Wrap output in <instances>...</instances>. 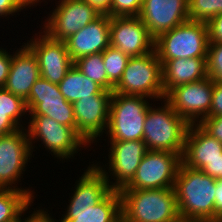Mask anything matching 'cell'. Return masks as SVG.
Here are the masks:
<instances>
[{"label":"cell","instance_id":"24","mask_svg":"<svg viewBox=\"0 0 222 222\" xmlns=\"http://www.w3.org/2000/svg\"><path fill=\"white\" fill-rule=\"evenodd\" d=\"M33 199L25 192L0 188V222H14L34 206ZM30 206V207H29Z\"/></svg>","mask_w":222,"mask_h":222},{"label":"cell","instance_id":"21","mask_svg":"<svg viewBox=\"0 0 222 222\" xmlns=\"http://www.w3.org/2000/svg\"><path fill=\"white\" fill-rule=\"evenodd\" d=\"M20 47L12 54L10 71L3 88L25 100L41 75L33 51L26 44Z\"/></svg>","mask_w":222,"mask_h":222},{"label":"cell","instance_id":"16","mask_svg":"<svg viewBox=\"0 0 222 222\" xmlns=\"http://www.w3.org/2000/svg\"><path fill=\"white\" fill-rule=\"evenodd\" d=\"M24 44L35 54L41 77L53 84H59L74 65L65 41L54 40L43 31L35 33V36Z\"/></svg>","mask_w":222,"mask_h":222},{"label":"cell","instance_id":"29","mask_svg":"<svg viewBox=\"0 0 222 222\" xmlns=\"http://www.w3.org/2000/svg\"><path fill=\"white\" fill-rule=\"evenodd\" d=\"M207 73L213 81L222 83V43H209Z\"/></svg>","mask_w":222,"mask_h":222},{"label":"cell","instance_id":"14","mask_svg":"<svg viewBox=\"0 0 222 222\" xmlns=\"http://www.w3.org/2000/svg\"><path fill=\"white\" fill-rule=\"evenodd\" d=\"M213 80L210 77L173 88L165 97L173 110L189 124H198L209 116Z\"/></svg>","mask_w":222,"mask_h":222},{"label":"cell","instance_id":"22","mask_svg":"<svg viewBox=\"0 0 222 222\" xmlns=\"http://www.w3.org/2000/svg\"><path fill=\"white\" fill-rule=\"evenodd\" d=\"M162 64V87L166 96L176 86L208 77L207 58L159 60Z\"/></svg>","mask_w":222,"mask_h":222},{"label":"cell","instance_id":"8","mask_svg":"<svg viewBox=\"0 0 222 222\" xmlns=\"http://www.w3.org/2000/svg\"><path fill=\"white\" fill-rule=\"evenodd\" d=\"M208 26L205 22L186 21L155 39L159 60L207 58Z\"/></svg>","mask_w":222,"mask_h":222},{"label":"cell","instance_id":"36","mask_svg":"<svg viewBox=\"0 0 222 222\" xmlns=\"http://www.w3.org/2000/svg\"><path fill=\"white\" fill-rule=\"evenodd\" d=\"M0 47V88H3L10 71L12 53Z\"/></svg>","mask_w":222,"mask_h":222},{"label":"cell","instance_id":"33","mask_svg":"<svg viewBox=\"0 0 222 222\" xmlns=\"http://www.w3.org/2000/svg\"><path fill=\"white\" fill-rule=\"evenodd\" d=\"M222 116V83L213 81L212 104L209 116Z\"/></svg>","mask_w":222,"mask_h":222},{"label":"cell","instance_id":"27","mask_svg":"<svg viewBox=\"0 0 222 222\" xmlns=\"http://www.w3.org/2000/svg\"><path fill=\"white\" fill-rule=\"evenodd\" d=\"M222 13V0H188L190 21L208 23Z\"/></svg>","mask_w":222,"mask_h":222},{"label":"cell","instance_id":"1","mask_svg":"<svg viewBox=\"0 0 222 222\" xmlns=\"http://www.w3.org/2000/svg\"><path fill=\"white\" fill-rule=\"evenodd\" d=\"M92 163L75 182L60 222H118L122 218L120 192L110 188Z\"/></svg>","mask_w":222,"mask_h":222},{"label":"cell","instance_id":"42","mask_svg":"<svg viewBox=\"0 0 222 222\" xmlns=\"http://www.w3.org/2000/svg\"><path fill=\"white\" fill-rule=\"evenodd\" d=\"M21 218L22 216L19 219L15 220L14 222H21Z\"/></svg>","mask_w":222,"mask_h":222},{"label":"cell","instance_id":"35","mask_svg":"<svg viewBox=\"0 0 222 222\" xmlns=\"http://www.w3.org/2000/svg\"><path fill=\"white\" fill-rule=\"evenodd\" d=\"M20 127L12 120V110L0 108V136L12 133Z\"/></svg>","mask_w":222,"mask_h":222},{"label":"cell","instance_id":"19","mask_svg":"<svg viewBox=\"0 0 222 222\" xmlns=\"http://www.w3.org/2000/svg\"><path fill=\"white\" fill-rule=\"evenodd\" d=\"M139 17L156 39L189 20L188 0H143Z\"/></svg>","mask_w":222,"mask_h":222},{"label":"cell","instance_id":"34","mask_svg":"<svg viewBox=\"0 0 222 222\" xmlns=\"http://www.w3.org/2000/svg\"><path fill=\"white\" fill-rule=\"evenodd\" d=\"M207 26L209 43H222V13L211 19Z\"/></svg>","mask_w":222,"mask_h":222},{"label":"cell","instance_id":"41","mask_svg":"<svg viewBox=\"0 0 222 222\" xmlns=\"http://www.w3.org/2000/svg\"><path fill=\"white\" fill-rule=\"evenodd\" d=\"M217 222H222V215L218 218Z\"/></svg>","mask_w":222,"mask_h":222},{"label":"cell","instance_id":"23","mask_svg":"<svg viewBox=\"0 0 222 222\" xmlns=\"http://www.w3.org/2000/svg\"><path fill=\"white\" fill-rule=\"evenodd\" d=\"M58 87L64 99L72 104L82 98L94 97L96 94L113 93L89 79L75 65L68 70Z\"/></svg>","mask_w":222,"mask_h":222},{"label":"cell","instance_id":"11","mask_svg":"<svg viewBox=\"0 0 222 222\" xmlns=\"http://www.w3.org/2000/svg\"><path fill=\"white\" fill-rule=\"evenodd\" d=\"M108 143L110 148L107 165L101 163L102 166L99 162L94 164L104 174L110 188L120 191L135 177L137 168L148 150L143 140L109 141ZM110 180H114V182Z\"/></svg>","mask_w":222,"mask_h":222},{"label":"cell","instance_id":"3","mask_svg":"<svg viewBox=\"0 0 222 222\" xmlns=\"http://www.w3.org/2000/svg\"><path fill=\"white\" fill-rule=\"evenodd\" d=\"M126 222H179L174 188L120 190Z\"/></svg>","mask_w":222,"mask_h":222},{"label":"cell","instance_id":"28","mask_svg":"<svg viewBox=\"0 0 222 222\" xmlns=\"http://www.w3.org/2000/svg\"><path fill=\"white\" fill-rule=\"evenodd\" d=\"M0 108L2 110H12V120L20 128H26V124L23 123V120L26 119L28 111L25 100L22 97L11 93L4 88H0ZM23 116H25V118L21 119Z\"/></svg>","mask_w":222,"mask_h":222},{"label":"cell","instance_id":"2","mask_svg":"<svg viewBox=\"0 0 222 222\" xmlns=\"http://www.w3.org/2000/svg\"><path fill=\"white\" fill-rule=\"evenodd\" d=\"M216 181L181 163L174 185L181 220L215 222Z\"/></svg>","mask_w":222,"mask_h":222},{"label":"cell","instance_id":"15","mask_svg":"<svg viewBox=\"0 0 222 222\" xmlns=\"http://www.w3.org/2000/svg\"><path fill=\"white\" fill-rule=\"evenodd\" d=\"M25 103L28 115H44L76 130L73 104L64 99L59 91L58 84H53L40 77L33 84Z\"/></svg>","mask_w":222,"mask_h":222},{"label":"cell","instance_id":"5","mask_svg":"<svg viewBox=\"0 0 222 222\" xmlns=\"http://www.w3.org/2000/svg\"><path fill=\"white\" fill-rule=\"evenodd\" d=\"M29 122L26 126L28 139L32 154L35 147L33 143L41 141L46 150L58 160H69L83 149H87L90 145L84 138L72 127L60 124L54 119L41 115L29 116ZM37 140V141H35ZM34 145V146H33ZM53 153V154H52ZM75 155V156H74Z\"/></svg>","mask_w":222,"mask_h":222},{"label":"cell","instance_id":"43","mask_svg":"<svg viewBox=\"0 0 222 222\" xmlns=\"http://www.w3.org/2000/svg\"><path fill=\"white\" fill-rule=\"evenodd\" d=\"M118 222H126L123 218H121Z\"/></svg>","mask_w":222,"mask_h":222},{"label":"cell","instance_id":"7","mask_svg":"<svg viewBox=\"0 0 222 222\" xmlns=\"http://www.w3.org/2000/svg\"><path fill=\"white\" fill-rule=\"evenodd\" d=\"M113 93L144 96L153 101L164 99L162 64L156 50L143 56L130 57Z\"/></svg>","mask_w":222,"mask_h":222},{"label":"cell","instance_id":"32","mask_svg":"<svg viewBox=\"0 0 222 222\" xmlns=\"http://www.w3.org/2000/svg\"><path fill=\"white\" fill-rule=\"evenodd\" d=\"M198 125L205 132L222 143V116L205 117Z\"/></svg>","mask_w":222,"mask_h":222},{"label":"cell","instance_id":"40","mask_svg":"<svg viewBox=\"0 0 222 222\" xmlns=\"http://www.w3.org/2000/svg\"><path fill=\"white\" fill-rule=\"evenodd\" d=\"M179 222H205V221H188V220H180Z\"/></svg>","mask_w":222,"mask_h":222},{"label":"cell","instance_id":"30","mask_svg":"<svg viewBox=\"0 0 222 222\" xmlns=\"http://www.w3.org/2000/svg\"><path fill=\"white\" fill-rule=\"evenodd\" d=\"M143 0H112L110 17L139 16Z\"/></svg>","mask_w":222,"mask_h":222},{"label":"cell","instance_id":"13","mask_svg":"<svg viewBox=\"0 0 222 222\" xmlns=\"http://www.w3.org/2000/svg\"><path fill=\"white\" fill-rule=\"evenodd\" d=\"M55 7L40 28L54 40L65 41L101 15L83 0H59Z\"/></svg>","mask_w":222,"mask_h":222},{"label":"cell","instance_id":"31","mask_svg":"<svg viewBox=\"0 0 222 222\" xmlns=\"http://www.w3.org/2000/svg\"><path fill=\"white\" fill-rule=\"evenodd\" d=\"M31 6H36L35 0H0V18L7 17L6 19H8L15 13L19 15V12L27 10V8L31 9Z\"/></svg>","mask_w":222,"mask_h":222},{"label":"cell","instance_id":"4","mask_svg":"<svg viewBox=\"0 0 222 222\" xmlns=\"http://www.w3.org/2000/svg\"><path fill=\"white\" fill-rule=\"evenodd\" d=\"M162 106L150 105L144 122L143 141L147 150L183 154L189 123L164 98ZM164 105H163V104Z\"/></svg>","mask_w":222,"mask_h":222},{"label":"cell","instance_id":"38","mask_svg":"<svg viewBox=\"0 0 222 222\" xmlns=\"http://www.w3.org/2000/svg\"><path fill=\"white\" fill-rule=\"evenodd\" d=\"M89 3L99 13L108 15L111 10L112 0H83Z\"/></svg>","mask_w":222,"mask_h":222},{"label":"cell","instance_id":"12","mask_svg":"<svg viewBox=\"0 0 222 222\" xmlns=\"http://www.w3.org/2000/svg\"><path fill=\"white\" fill-rule=\"evenodd\" d=\"M182 163L222 181V143L198 124H190L185 137Z\"/></svg>","mask_w":222,"mask_h":222},{"label":"cell","instance_id":"17","mask_svg":"<svg viewBox=\"0 0 222 222\" xmlns=\"http://www.w3.org/2000/svg\"><path fill=\"white\" fill-rule=\"evenodd\" d=\"M110 46L138 57L155 50V38L139 16L111 17Z\"/></svg>","mask_w":222,"mask_h":222},{"label":"cell","instance_id":"25","mask_svg":"<svg viewBox=\"0 0 222 222\" xmlns=\"http://www.w3.org/2000/svg\"><path fill=\"white\" fill-rule=\"evenodd\" d=\"M74 65L89 79L109 91V79L105 71L102 52L81 57L74 61Z\"/></svg>","mask_w":222,"mask_h":222},{"label":"cell","instance_id":"39","mask_svg":"<svg viewBox=\"0 0 222 222\" xmlns=\"http://www.w3.org/2000/svg\"><path fill=\"white\" fill-rule=\"evenodd\" d=\"M222 215V181H216V194H215V222Z\"/></svg>","mask_w":222,"mask_h":222},{"label":"cell","instance_id":"18","mask_svg":"<svg viewBox=\"0 0 222 222\" xmlns=\"http://www.w3.org/2000/svg\"><path fill=\"white\" fill-rule=\"evenodd\" d=\"M111 96L112 94H96L73 103L76 131L89 145L100 142L107 130Z\"/></svg>","mask_w":222,"mask_h":222},{"label":"cell","instance_id":"37","mask_svg":"<svg viewBox=\"0 0 222 222\" xmlns=\"http://www.w3.org/2000/svg\"><path fill=\"white\" fill-rule=\"evenodd\" d=\"M35 209L33 213H31L28 217H24L26 214L22 215L21 222H59L58 220L51 216L50 211L48 213V209L43 208H32ZM45 209V210H44ZM54 218V219H53Z\"/></svg>","mask_w":222,"mask_h":222},{"label":"cell","instance_id":"9","mask_svg":"<svg viewBox=\"0 0 222 222\" xmlns=\"http://www.w3.org/2000/svg\"><path fill=\"white\" fill-rule=\"evenodd\" d=\"M32 150L25 128L0 136V188H11L27 193L33 200L35 192L17 184L31 163ZM26 167V168H25ZM17 183V184H16ZM23 188V189H22Z\"/></svg>","mask_w":222,"mask_h":222},{"label":"cell","instance_id":"26","mask_svg":"<svg viewBox=\"0 0 222 222\" xmlns=\"http://www.w3.org/2000/svg\"><path fill=\"white\" fill-rule=\"evenodd\" d=\"M102 55L105 71L109 79V91L113 92L114 87L118 84L122 77L123 71L125 70L130 57L111 46L107 47L102 52Z\"/></svg>","mask_w":222,"mask_h":222},{"label":"cell","instance_id":"6","mask_svg":"<svg viewBox=\"0 0 222 222\" xmlns=\"http://www.w3.org/2000/svg\"><path fill=\"white\" fill-rule=\"evenodd\" d=\"M148 101L144 96L112 93L105 132L107 141L143 140L144 122L151 105Z\"/></svg>","mask_w":222,"mask_h":222},{"label":"cell","instance_id":"10","mask_svg":"<svg viewBox=\"0 0 222 222\" xmlns=\"http://www.w3.org/2000/svg\"><path fill=\"white\" fill-rule=\"evenodd\" d=\"M182 155L148 150L137 168L135 177L121 190L174 188Z\"/></svg>","mask_w":222,"mask_h":222},{"label":"cell","instance_id":"20","mask_svg":"<svg viewBox=\"0 0 222 222\" xmlns=\"http://www.w3.org/2000/svg\"><path fill=\"white\" fill-rule=\"evenodd\" d=\"M110 21L109 15L101 14L65 40L73 62L81 57L103 52L110 46Z\"/></svg>","mask_w":222,"mask_h":222}]
</instances>
